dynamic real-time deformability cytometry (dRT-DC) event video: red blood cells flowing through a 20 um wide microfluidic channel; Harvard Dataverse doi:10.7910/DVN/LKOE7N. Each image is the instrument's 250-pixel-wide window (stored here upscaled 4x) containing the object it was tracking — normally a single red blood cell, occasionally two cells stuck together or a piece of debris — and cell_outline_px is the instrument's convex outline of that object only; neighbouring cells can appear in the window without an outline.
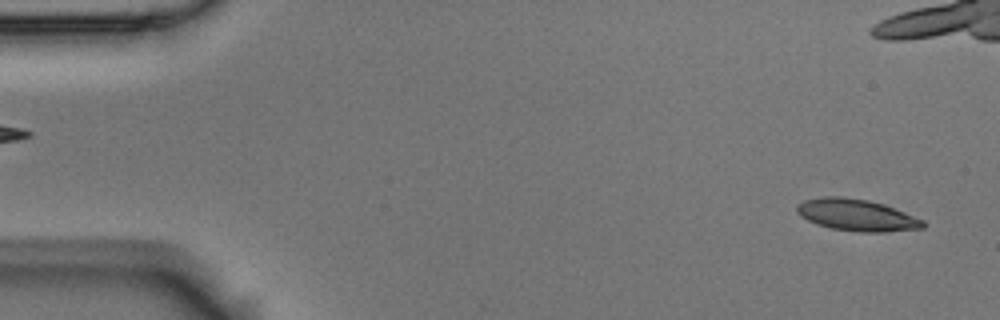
{"species": "Egyptian fruit bat (a non-hibernating species)", "species_latin": "Rousettus aegyptiacus", "temperature_condition": "room temperature", "stored_images_in_passage": 57, "camera_frame_rate_fps": 3000, "um_per_image_px": 0.085, "animal": {"sex": "male"}, "frame": {"image": 1, "passage_image": 2, "time_ms": 0.333, "image_size_px": [1000, 320], "cell_outline_px": [[928, 224], [924, 228], [884, 232], [860, 232], [832, 228], [816, 224], [800, 216], [796, 212], [796, 204], [804, 200], [824, 196], [844, 196], [868, 200], [884, 204], [924, 220]], "centroid_in_image_um": [72.82, 18.27], "position_along_channel_um": 12.2, "area_um2": 23.52}}
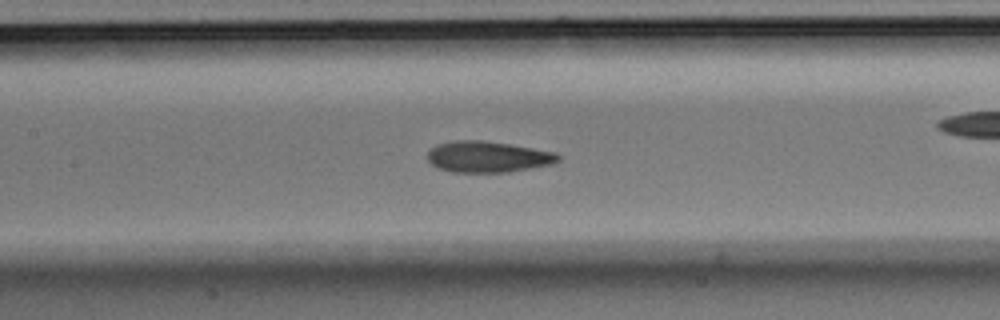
{"frame": {"image": 2, "passage_image": 25, "time_ms": 8.0, "image_size_px": [1000, 320], "cell_outline_px": [[560, 160], [552, 164], [508, 172], [452, 172], [440, 168], [432, 164], [428, 160], [428, 152], [436, 144], [456, 140], [484, 140], [556, 152], [560, 156]], "centroid_in_image_um": [41.47, 13.32], "position_along_channel_um": 165.9, "area_um2": 23.58}}
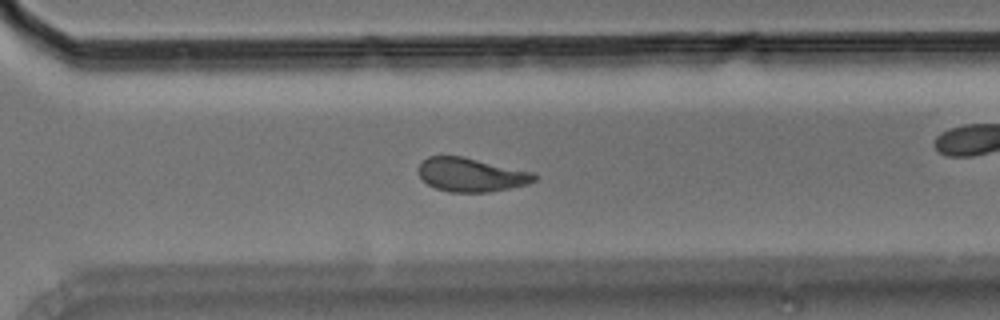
{"frame": {"image": 3, "passage_image": 39, "time_ms": 12.667, "image_size_px": [1000, 320], "cell_outline_px": [[536, 180], [528, 184], [488, 192], [448, 192], [436, 188], [428, 184], [416, 172], [420, 164], [428, 156], [464, 156], [532, 172], [536, 176]], "centroid_in_image_um": [40.02, 14.85], "position_along_channel_um": 330.6, "area_um2": 22.72}, "authors_computed_cell_mechanics": {"area_um2": 23.2356, "velocity_mm_per_s": 3.541, "shape_relaxation_time_tau1_ms": 5.0354, "shape_relaxation_time_tau2_ms": 2.5088, "deformation_change_tau1": 0.1595, "deformation_change_tau2": 0.0809}}